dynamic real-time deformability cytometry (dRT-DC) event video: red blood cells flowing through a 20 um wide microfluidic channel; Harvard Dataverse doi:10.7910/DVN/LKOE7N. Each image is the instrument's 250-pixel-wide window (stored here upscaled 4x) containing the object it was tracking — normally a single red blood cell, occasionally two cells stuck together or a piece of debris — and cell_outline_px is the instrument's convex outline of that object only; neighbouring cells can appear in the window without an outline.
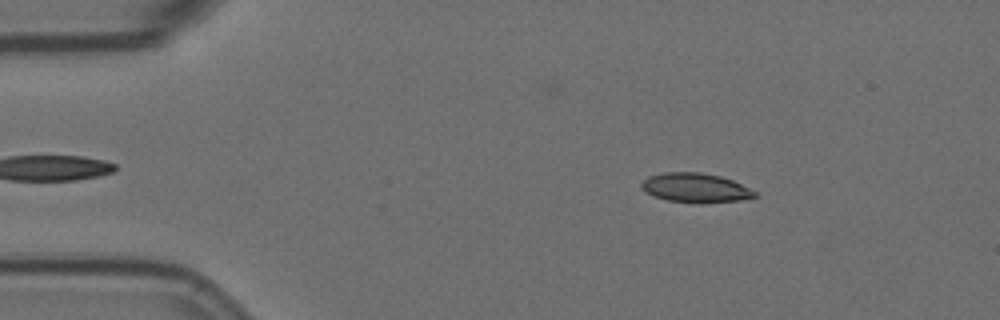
{"species": "Egyptian fruit bat (a non-hibernating species)", "species_latin": "Rousettus aegyptiacus", "temperature_condition": "room temperature", "stored_images_in_passage": 51, "camera_frame_rate_fps": 3000, "um_per_image_px": 0.085, "animal": {"sex": "female"}, "frame": {"image": 1, "passage_image": 3, "time_ms": 0.667, "image_size_px": [1000, 320], "cell_outline_px": [[756, 196], [740, 200], [668, 200], [656, 196], [640, 188], [640, 184], [648, 176], [664, 172], [700, 172], [720, 176], [732, 180], [756, 192]], "centroid_in_image_um": [59.06, 15.9], "position_along_channel_um": 25.9, "area_um2": 18.21}}
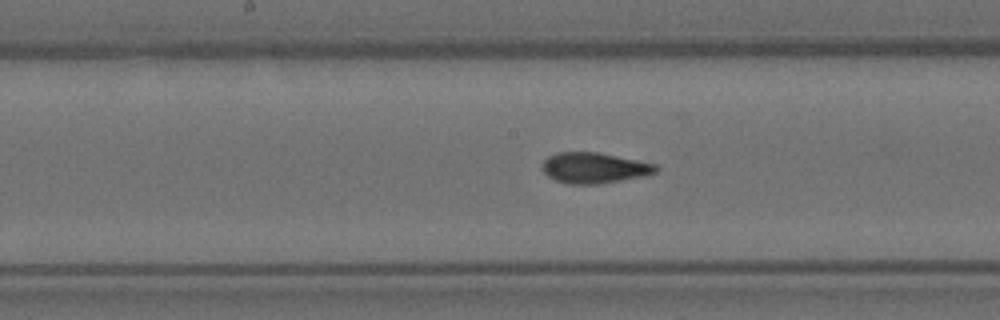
{"frame": {"image": 2, "passage_image": 23, "time_ms": 7.333, "image_size_px": [1000, 320], "cell_outline_px": [[660, 168], [656, 172], [648, 176], [600, 184], [568, 184], [556, 180], [548, 176], [544, 172], [544, 160], [548, 156], [556, 152], [596, 152], [656, 164]], "centroid_in_image_um": [50.55, 14.28], "position_along_channel_um": 197.6, "area_um2": 20.35}}
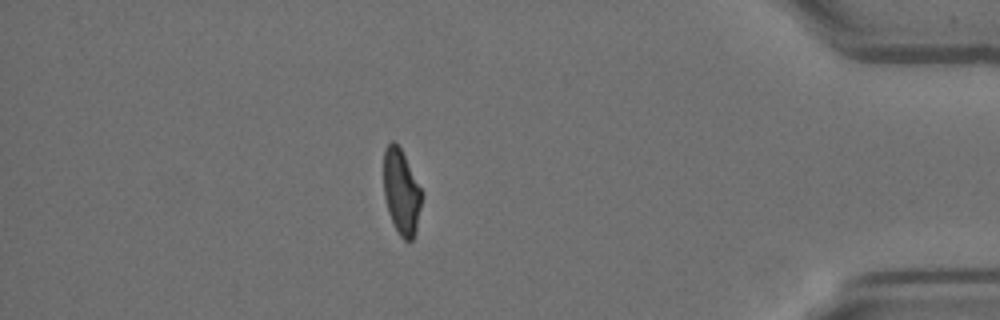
{"frame": {"image": 3, "passage_image": 44, "time_ms": 14.333, "image_size_px": [1000, 320], "cell_outline_px": [[420, 208], [416, 232], [412, 240], [404, 240], [400, 236], [388, 212], [384, 196], [384, 148], [392, 140], [400, 148], [420, 188]], "centroid_in_image_um": [34.09, 16.33], "position_along_channel_um": 401.1, "area_um2": 18.32}, "authors_computed_cell_mechanics": {"area_um2": 19.8254, "velocity_mm_per_s": 3.52, "shape_relaxation_time_tau1_ms": 6.6554, "shape_relaxation_time_tau2_ms": 1.3789, "deformation_change_tau1": 0.2168, "deformation_change_tau2": 0.0742}}